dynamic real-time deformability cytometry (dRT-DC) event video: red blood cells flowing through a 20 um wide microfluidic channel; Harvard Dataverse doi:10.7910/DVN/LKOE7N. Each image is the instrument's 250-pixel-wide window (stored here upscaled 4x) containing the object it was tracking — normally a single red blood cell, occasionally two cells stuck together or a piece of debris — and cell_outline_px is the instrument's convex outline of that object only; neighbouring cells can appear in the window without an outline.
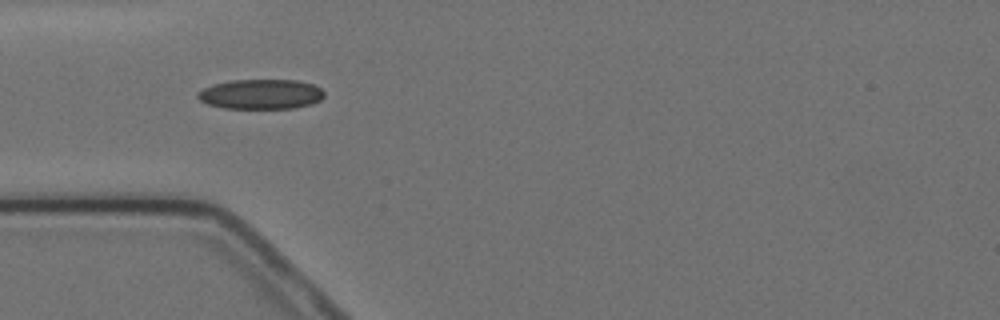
{"species": "Egyptian fruit bat (a non-hibernating species)", "species_latin": "Rousettus aegyptiacus", "temperature_condition": "cold", "stored_images_in_passage": 12, "camera_frame_rate_fps": 3000, "um_per_image_px": 0.085, "animal": {"sex": "female"}, "frame": {"image": 1, "passage_image": 1, "time_ms": 0.0, "image_size_px": [1000, 320], "cell_outline_px": [[324, 96], [320, 100], [312, 104], [292, 108], [224, 108], [208, 104], [200, 100], [196, 96], [196, 92], [212, 84], [232, 80], [296, 80], [312, 84], [320, 88], [324, 92]], "centroid_in_image_um": [22.16, 8.0], "position_along_channel_um": 62.8, "area_um2": 22.02}}
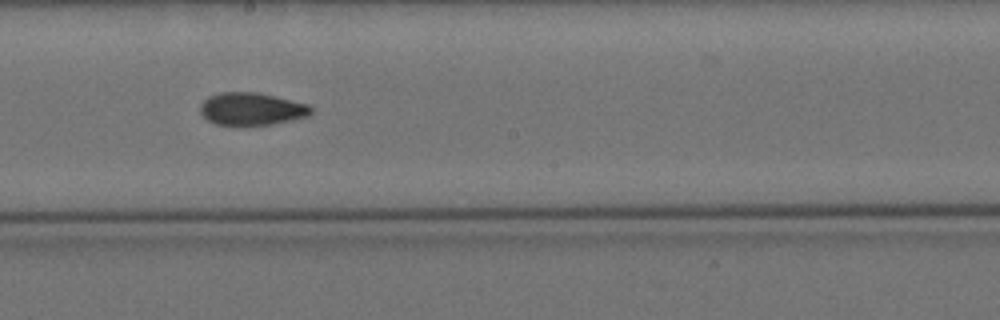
{"frame": {"image": 2, "passage_image": 5, "time_ms": 4.667, "image_size_px": [1000, 320], "cell_outline_px": [[312, 112], [308, 116], [292, 120], [272, 124], [216, 124], [208, 120], [200, 112], [200, 104], [208, 96], [220, 92], [256, 92], [276, 96], [308, 104], [312, 108]], "centroid_in_image_um": [21.39, 9.24], "position_along_channel_um": 226.8, "area_um2": 20.87}}
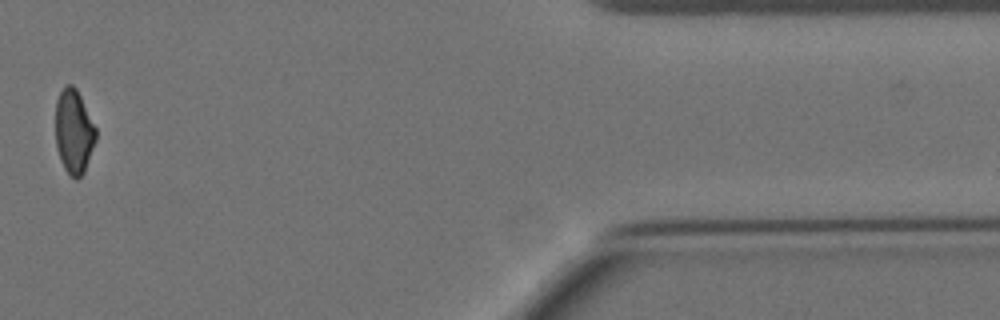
{"frame": {"image": 3, "passage_image": 10, "time_ms": 11.333, "image_size_px": [1000, 320], "cell_outline_px": [[96, 140], [84, 172], [76, 180], [64, 168], [60, 160], [56, 148], [56, 100], [64, 84], [72, 84], [76, 88], [96, 128]], "centroid_in_image_um": [6.27, 11.17], "position_along_channel_um": 405.1, "area_um2": 19.71}}